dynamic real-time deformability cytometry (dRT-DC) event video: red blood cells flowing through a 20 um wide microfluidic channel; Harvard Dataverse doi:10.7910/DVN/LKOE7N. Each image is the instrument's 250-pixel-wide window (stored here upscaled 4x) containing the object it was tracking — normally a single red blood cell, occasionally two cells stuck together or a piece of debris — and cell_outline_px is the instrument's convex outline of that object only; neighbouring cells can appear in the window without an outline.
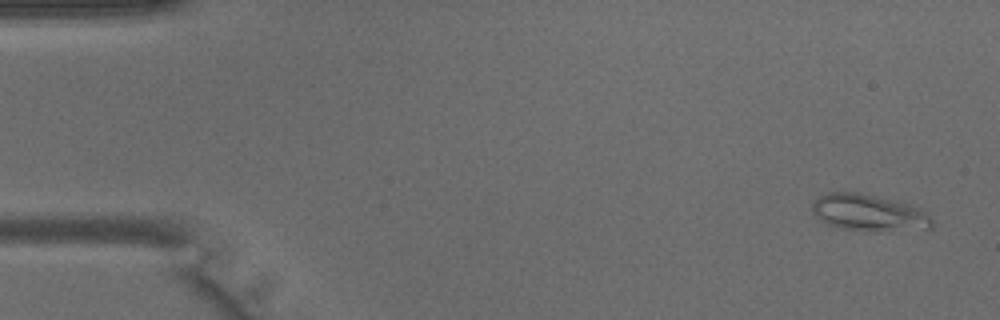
{"species": "common noctule bat (a hibernating species)", "species_latin": "Nyctalus noctula", "temperature_condition": "warm", "stored_images_in_passage": 4, "camera_frame_rate_fps": 3000, "um_per_image_px": 0.085, "animal": {"sex": "male", "body_mass_g": 15.6}, "frame": {"image": 1, "passage_image": 1, "time_ms": 0.0, "image_size_px": [1000, 320], "cell_outline_px": [[932, 228], [880, 232], [864, 232], [844, 228], [828, 224], [820, 220], [812, 212], [812, 204], [820, 196], [828, 192], [860, 192], [896, 200], [920, 208], [932, 220]], "centroid_in_image_um": [73.85, 18.09], "position_along_channel_um": 11.2, "area_um2": 25.84}}